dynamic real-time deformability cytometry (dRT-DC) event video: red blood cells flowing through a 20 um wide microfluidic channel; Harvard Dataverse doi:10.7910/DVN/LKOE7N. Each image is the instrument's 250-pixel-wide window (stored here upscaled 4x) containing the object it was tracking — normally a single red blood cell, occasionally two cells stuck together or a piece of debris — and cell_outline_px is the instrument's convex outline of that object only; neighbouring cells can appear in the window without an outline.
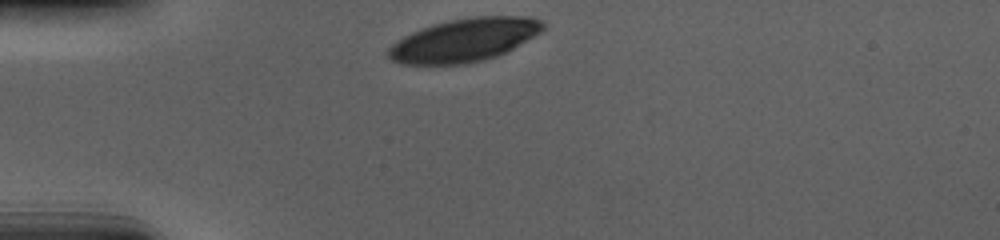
{"species": "human", "species_latin": "Homo sapiens", "temperature_condition": "cold", "stored_images_in_passage": 32, "camera_frame_rate_fps": 3000, "um_per_image_px": 0.085, "donor": {"sex": "male"}, "frame": {"image": 1, "passage_image": 1, "time_ms": 0.0, "image_size_px": [1000, 240], "cell_outline_px": [[548, 24], [540, 32], [512, 48], [496, 56], [484, 60], [468, 64], [400, 64], [384, 56], [388, 48], [396, 40], [412, 32], [436, 24], [452, 20], [472, 16], [528, 16], [540, 20]], "centroid_in_image_um": [39.44, 3.41], "position_along_channel_um": 45.6, "area_um2": 38.78}}
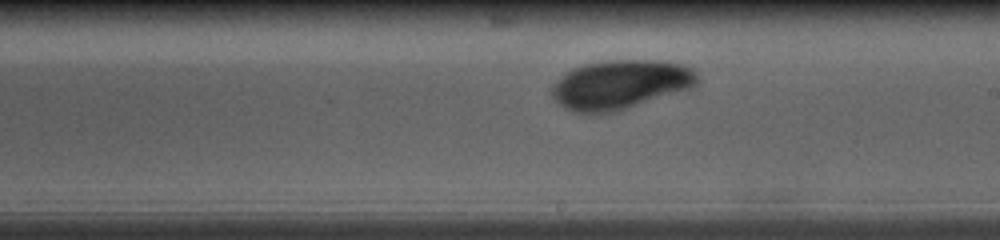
{"frame": {"image": 2, "passage_image": 19, "time_ms": 6.0, "image_size_px": [1000, 240], "cell_outline_px": [[700, 80], [696, 88], [616, 112], [592, 116], [588, 116], [572, 112], [564, 108], [552, 96], [552, 88], [556, 80], [560, 76], [584, 64], [608, 60], [656, 60], [680, 64], [692, 68], [700, 76]], "centroid_in_image_um": [52.78, 7.23], "position_along_channel_um": 236.2, "area_um2": 42.71}}
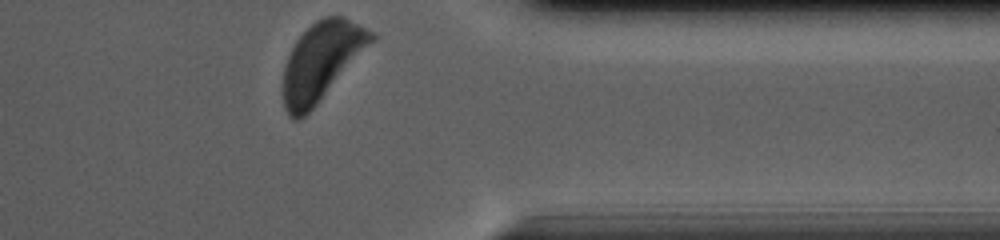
{"frame": {"image": 3, "passage_image": 32, "time_ms": 10.333, "image_size_px": [1000, 240], "cell_outline_px": [[376, 40], [316, 104], [300, 120], [292, 120], [288, 116], [284, 108], [280, 88], [284, 68], [288, 56], [296, 40], [316, 20], [324, 16], [340, 16], [372, 32], [376, 36]], "centroid_in_image_um": [27.27, 5.26], "position_along_channel_um": 384.1, "area_um2": 40.0}, "authors_computed_cell_mechanics": {"area_um2": 41.8183, "velocity_mm_per_s": 3.6217, "shape_relaxation_time_tau1_ms": 3.6157, "shape_relaxation_time_tau2_ms": null, "deformation_change_tau1": 0.1542, "deformation_change_tau2": null}}